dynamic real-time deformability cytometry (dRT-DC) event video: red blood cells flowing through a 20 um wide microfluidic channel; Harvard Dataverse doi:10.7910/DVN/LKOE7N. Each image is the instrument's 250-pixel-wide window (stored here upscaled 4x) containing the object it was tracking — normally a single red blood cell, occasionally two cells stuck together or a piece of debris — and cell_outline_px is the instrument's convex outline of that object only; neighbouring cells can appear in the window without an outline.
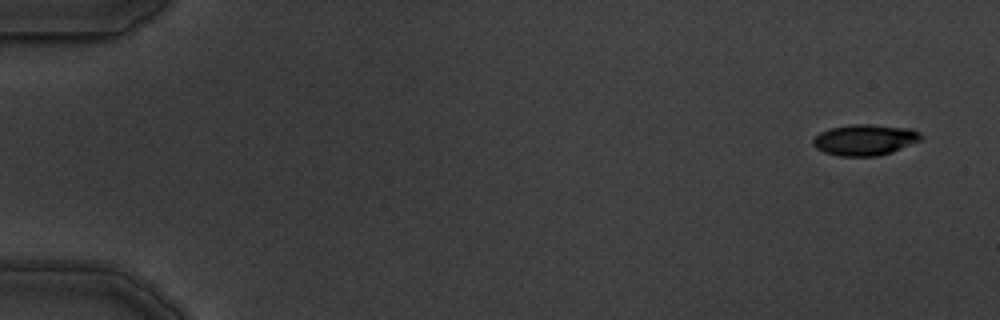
{"species": "common noctule bat (a hibernating species)", "species_latin": "Nyctalus noctula", "temperature_condition": "warm", "stored_images_in_passage": 5, "camera_frame_rate_fps": 3000, "um_per_image_px": 0.085, "animal": {"sex": "male", "body_mass_g": 19.5, "forearm_length_mm": 54.6}, "frame": {"image": 1, "passage_image": 1, "time_ms": 0.0, "image_size_px": [1000, 320], "cell_outline_px": [[924, 136], [920, 140], [892, 152], [876, 156], [840, 156], [824, 152], [816, 148], [812, 144], [812, 140], [820, 132], [828, 128], [852, 124], [872, 124], [912, 128], [920, 132]], "centroid_in_image_um": [73.52, 11.87], "position_along_channel_um": 11.5, "area_um2": 19.65}}
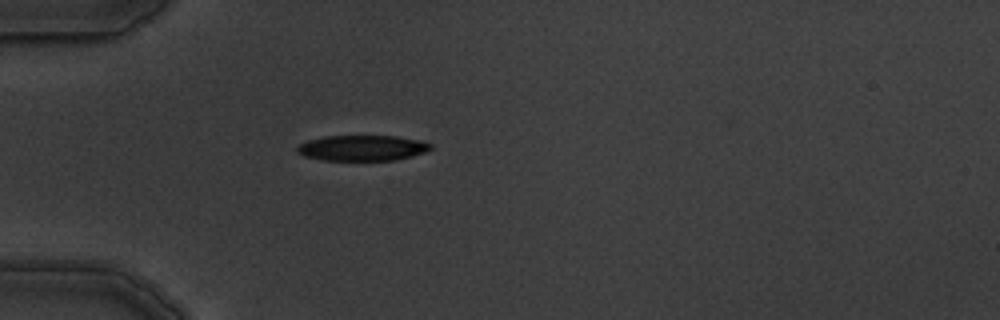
{"frame": {"image": 2, "passage_image": 5, "time_ms": 4.667, "image_size_px": [1000, 320], "cell_outline_px": [[432, 148], [424, 152], [412, 156], [392, 160], [324, 160], [304, 156], [296, 152], [296, 148], [300, 144], [308, 140], [324, 136], [396, 136], [420, 140], [432, 144]], "centroid_in_image_um": [30.78, 12.57], "position_along_channel_um": 54.2, "area_um2": 19.83}}